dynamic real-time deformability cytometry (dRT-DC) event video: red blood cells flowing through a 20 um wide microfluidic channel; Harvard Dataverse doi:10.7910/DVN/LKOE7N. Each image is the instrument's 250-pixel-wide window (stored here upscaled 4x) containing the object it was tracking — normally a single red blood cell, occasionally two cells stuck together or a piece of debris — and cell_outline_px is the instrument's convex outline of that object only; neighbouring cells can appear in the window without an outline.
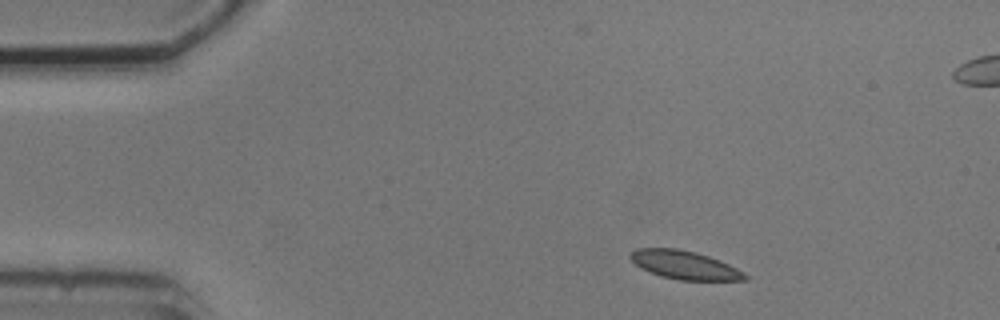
{"species": "common noctule bat (a hibernating species)", "species_latin": "Nyctalus noctula", "temperature_condition": "cold", "stored_images_in_passage": 3, "camera_frame_rate_fps": 3000, "um_per_image_px": 0.085, "animal": {"sex": "male", "body_mass_g": 20.5, "forearm_length_mm": 52.5}, "frame": {"image": 1, "passage_image": 1, "time_ms": 0.0, "image_size_px": [1000, 320], "cell_outline_px": [[748, 280], [680, 280], [664, 276], [640, 268], [628, 256], [636, 248], [676, 248], [696, 252], [720, 260], [744, 272], [748, 276]], "centroid_in_image_um": [58.21, 22.51], "position_along_channel_um": 26.8, "area_um2": 18.79}}